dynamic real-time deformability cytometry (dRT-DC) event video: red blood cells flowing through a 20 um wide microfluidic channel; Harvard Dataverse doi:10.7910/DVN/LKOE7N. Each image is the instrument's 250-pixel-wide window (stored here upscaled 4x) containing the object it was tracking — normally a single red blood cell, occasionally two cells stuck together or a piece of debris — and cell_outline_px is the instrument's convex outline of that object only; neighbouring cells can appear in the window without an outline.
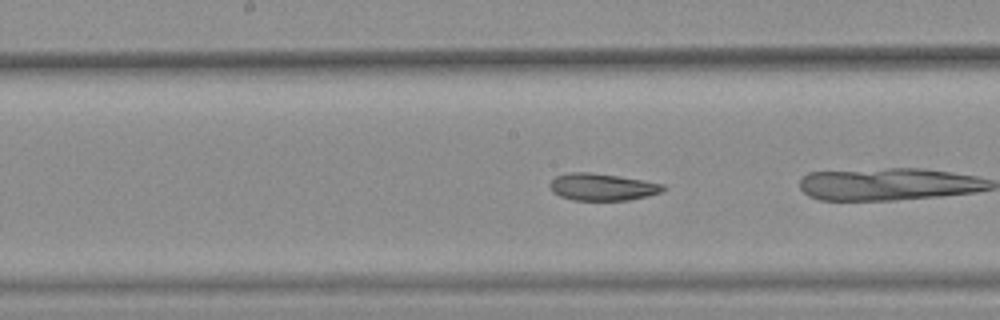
{"species": "common noctule bat (a hibernating species)", "species_latin": "Nyctalus noctula", "temperature_condition": "warm", "stored_images_in_passage": 23, "camera_frame_rate_fps": 3000, "um_per_image_px": 0.085, "animal": {"sex": "female", "body_mass_g": 25.1}, "frame": {"image": 1, "passage_image": 14, "time_ms": 4.333, "image_size_px": [1000, 320], "cell_outline_px": [[668, 188], [660, 192], [648, 196], [628, 200], [572, 200], [560, 196], [552, 192], [548, 184], [556, 176], [568, 172], [592, 172], [664, 184]], "centroid_in_image_um": [51.16, 15.89], "position_along_channel_um": 197.0, "area_um2": 17.86}}